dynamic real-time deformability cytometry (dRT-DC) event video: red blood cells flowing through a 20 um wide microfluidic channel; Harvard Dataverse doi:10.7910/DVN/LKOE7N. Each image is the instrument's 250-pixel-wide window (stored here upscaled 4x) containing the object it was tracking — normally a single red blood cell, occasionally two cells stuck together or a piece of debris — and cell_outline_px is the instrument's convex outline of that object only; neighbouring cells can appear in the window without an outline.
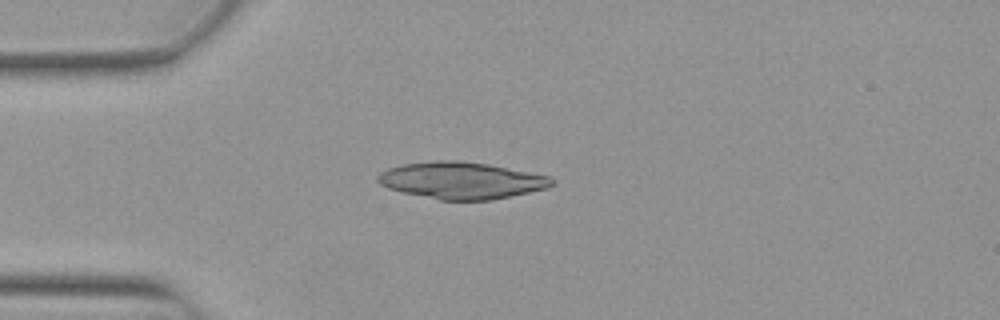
{"species": "Egyptian fruit bat (a non-hibernating species)", "species_latin": "Rousettus aegyptiacus", "temperature_condition": "warm", "stored_images_in_passage": 8, "camera_frame_rate_fps": 3000, "um_per_image_px": 0.085, "animal": {"sex": "female"}, "frame": {"image": 1, "passage_image": 2, "time_ms": 0.333, "image_size_px": [1000, 320], "cell_outline_px": [[556, 184], [548, 188], [492, 200], [440, 200], [404, 192], [388, 188], [380, 184], [376, 180], [376, 176], [380, 172], [388, 168], [404, 164], [436, 160], [460, 160], [488, 164], [548, 176], [556, 180]], "centroid_in_image_um": [39.23, 15.33], "position_along_channel_um": 45.8, "area_um2": 37.34}}